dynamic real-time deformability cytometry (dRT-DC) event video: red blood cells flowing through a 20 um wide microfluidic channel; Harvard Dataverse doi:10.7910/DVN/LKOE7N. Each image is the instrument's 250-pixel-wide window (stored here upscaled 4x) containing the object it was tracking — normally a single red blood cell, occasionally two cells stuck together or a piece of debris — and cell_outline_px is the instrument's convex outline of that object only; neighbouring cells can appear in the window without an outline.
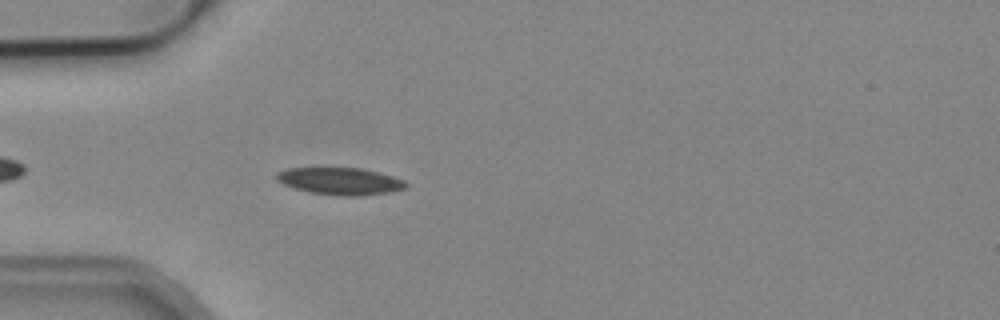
{"species": "common noctule bat (a hibernating species)", "species_latin": "Nyctalus noctula", "temperature_condition": "cold", "stored_images_in_passage": 39, "camera_frame_rate_fps": 3000, "um_per_image_px": 0.085, "animal": {"sex": "male", "body_mass_g": 19.2, "forearm_length_mm": 51.8}, "frame": {"image": 1, "passage_image": 5, "time_ms": 1.333, "image_size_px": [1000, 320], "cell_outline_px": [[408, 184], [404, 188], [392, 192], [360, 196], [340, 196], [312, 192], [296, 188], [284, 184], [276, 180], [276, 172], [288, 168], [360, 168], [392, 176], [404, 180]], "centroid_in_image_um": [28.92, 15.4], "position_along_channel_um": 56.1, "area_um2": 20.29}}
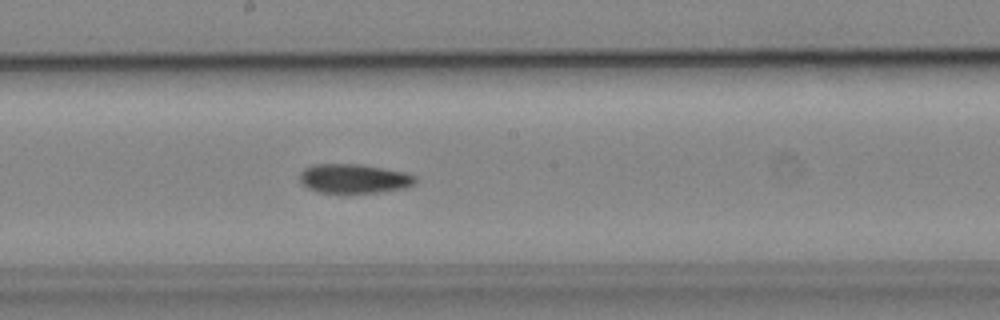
{"frame": {"image": 2, "passage_image": 18, "time_ms": 5.667, "image_size_px": [1000, 320], "cell_outline_px": [[416, 180], [412, 184], [404, 188], [380, 192], [320, 192], [308, 188], [300, 180], [300, 172], [304, 168], [312, 164], [360, 164], [404, 172], [416, 176]], "centroid_in_image_um": [30.07, 15.17], "position_along_channel_um": 218.1, "area_um2": 19.42}}
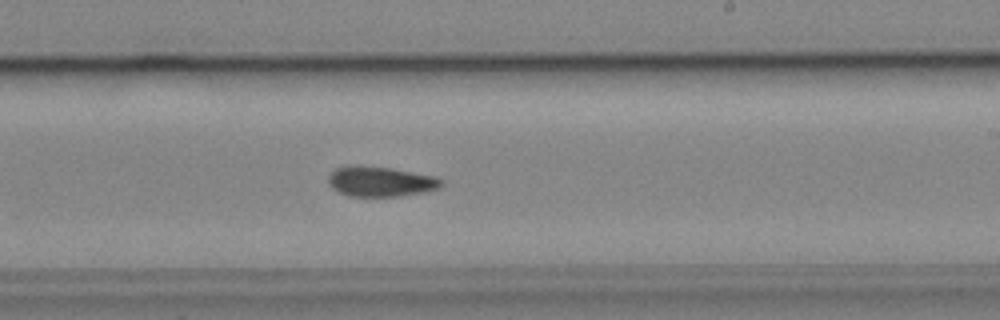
{"frame": {"image": 3, "passage_image": 21, "time_ms": 6.667, "image_size_px": [1000, 320], "cell_outline_px": [[444, 184], [436, 188], [420, 192], [396, 196], [348, 196], [332, 188], [328, 184], [328, 176], [336, 168], [348, 164], [392, 168], [436, 176], [444, 180]], "centroid_in_image_um": [32.31, 15.41], "position_along_channel_um": 256.7, "area_um2": 19.83}}